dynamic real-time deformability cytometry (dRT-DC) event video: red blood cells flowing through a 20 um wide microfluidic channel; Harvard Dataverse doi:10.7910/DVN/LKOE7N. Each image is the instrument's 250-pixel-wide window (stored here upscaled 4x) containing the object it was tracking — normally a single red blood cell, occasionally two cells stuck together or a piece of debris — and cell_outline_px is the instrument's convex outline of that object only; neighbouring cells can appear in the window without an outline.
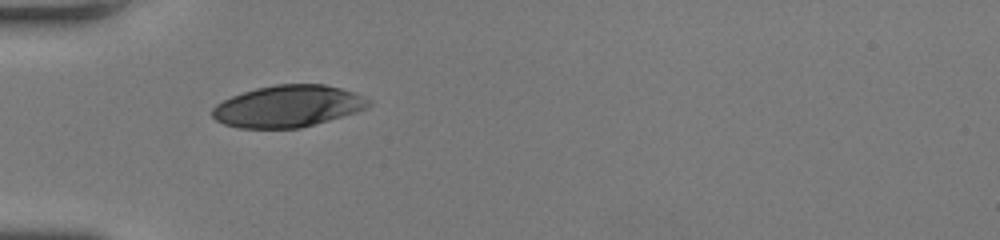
{"species": "human", "species_latin": "Homo sapiens", "temperature_condition": "room temperature", "stored_images_in_passage": 34, "camera_frame_rate_fps": 3000, "um_per_image_px": 0.085, "donor": {"sex": "female"}, "frame": {"image": 1, "passage_image": 1, "time_ms": 0.0, "image_size_px": [1000, 240], "cell_outline_px": [[372, 104], [356, 112], [300, 128], [240, 128], [224, 124], [216, 120], [212, 116], [212, 108], [216, 104], [232, 96], [256, 88], [276, 84], [324, 84], [340, 88], [364, 96], [372, 100]], "centroid_in_image_um": [24.47, 9.03], "position_along_channel_um": 60.5, "area_um2": 37.86}}
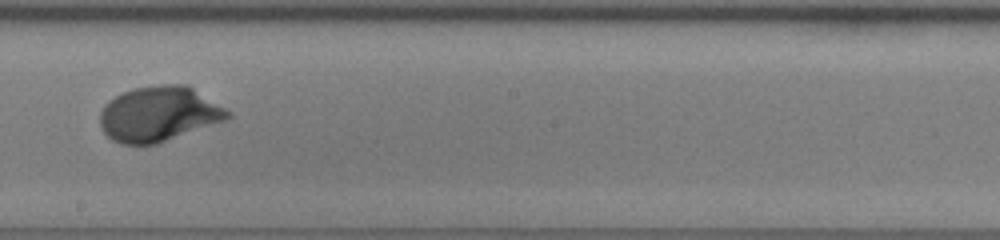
{"frame": {"image": 2, "passage_image": 14, "time_ms": 4.333, "image_size_px": [1000, 240], "cell_outline_px": [[232, 116], [224, 120], [156, 144], [120, 144], [112, 140], [104, 132], [100, 124], [100, 112], [104, 104], [108, 100], [124, 92], [136, 88], [160, 84], [184, 84], [192, 88], [232, 112]], "centroid_in_image_um": [13.47, 9.69], "position_along_channel_um": 234.7, "area_um2": 40.58}}
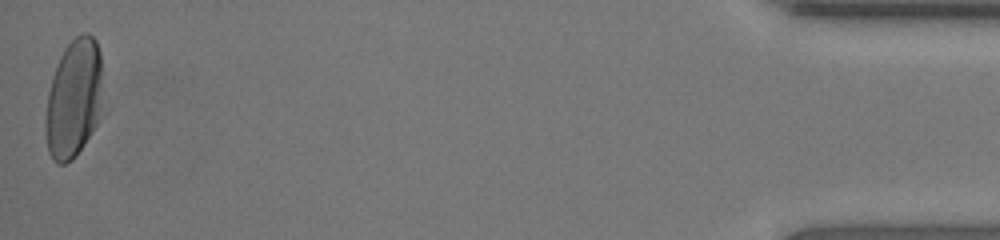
{"frame": {"image": 3, "passage_image": 34, "time_ms": 11.0, "image_size_px": [1000, 240], "cell_outline_px": [[100, 108], [96, 124], [84, 144], [76, 156], [72, 160], [64, 164], [56, 164], [52, 160], [48, 152], [44, 132], [44, 120], [48, 92], [52, 76], [60, 56], [64, 48], [80, 32], [88, 32], [96, 40], [100, 52]], "centroid_in_image_um": [6.22, 8.41], "position_along_channel_um": 429.0, "area_um2": 39.65}, "authors_computed_cell_mechanics": {"area_um2": 39.5641, "velocity_mm_per_s": 4.2054, "shape_relaxation_time_tau1_ms": 2.1577, "shape_relaxation_time_tau2_ms": null, "deformation_change_tau1": 0.1749, "deformation_change_tau2": null}}